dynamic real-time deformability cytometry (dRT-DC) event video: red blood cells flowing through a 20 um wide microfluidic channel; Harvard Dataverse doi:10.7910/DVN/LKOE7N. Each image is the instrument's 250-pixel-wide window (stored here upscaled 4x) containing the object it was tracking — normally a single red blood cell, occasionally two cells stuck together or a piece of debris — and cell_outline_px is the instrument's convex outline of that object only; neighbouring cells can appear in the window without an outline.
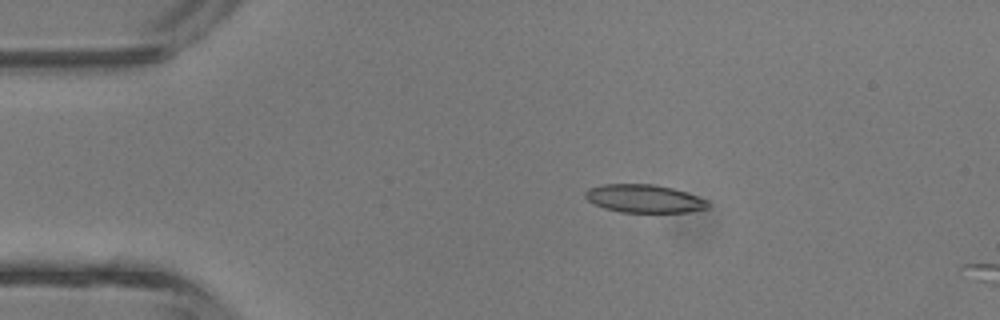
{"species": "common noctule bat (a hibernating species)", "species_latin": "Nyctalus noctula", "temperature_condition": "room temperature", "stored_images_in_passage": 3, "camera_frame_rate_fps": 3000, "um_per_image_px": 0.085, "animal": {"sex": "male", "body_mass_g": 13.3}, "frame": {"image": 1, "passage_image": 1, "time_ms": 0.0, "image_size_px": [1000, 320], "cell_outline_px": [[708, 208], [688, 212], [620, 212], [604, 208], [588, 200], [584, 196], [584, 192], [588, 188], [604, 184], [652, 184], [672, 188], [708, 200]], "centroid_in_image_um": [54.73, 16.88], "position_along_channel_um": 30.3, "area_um2": 19.94}}